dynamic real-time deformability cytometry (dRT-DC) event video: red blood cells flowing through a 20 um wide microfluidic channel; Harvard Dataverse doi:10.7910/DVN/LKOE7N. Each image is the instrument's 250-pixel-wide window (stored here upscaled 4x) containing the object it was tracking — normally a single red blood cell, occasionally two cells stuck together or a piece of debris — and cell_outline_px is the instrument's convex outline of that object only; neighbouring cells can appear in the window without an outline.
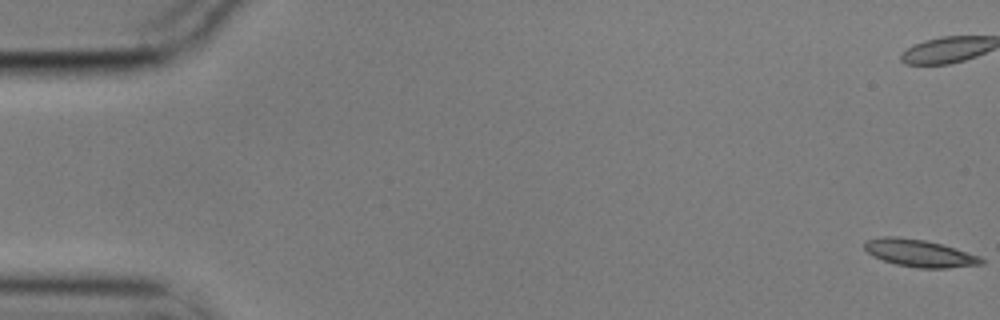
{"species": "common noctule bat (a hibernating species)", "species_latin": "Nyctalus noctula", "temperature_condition": "cold", "stored_images_in_passage": 15, "camera_frame_rate_fps": 3000, "um_per_image_px": 0.085, "animal": {"sex": "male", "body_mass_g": 17.9}, "frame": {"image": 1, "passage_image": 1, "time_ms": 0.0, "image_size_px": [1000, 320], "cell_outline_px": [[984, 264], [948, 268], [920, 268], [896, 264], [872, 256], [864, 248], [864, 244], [868, 240], [880, 236], [900, 236], [924, 240], [956, 248], [980, 256], [984, 260]], "centroid_in_image_um": [78.17, 21.51], "position_along_channel_um": 6.8, "area_um2": 18.61}}
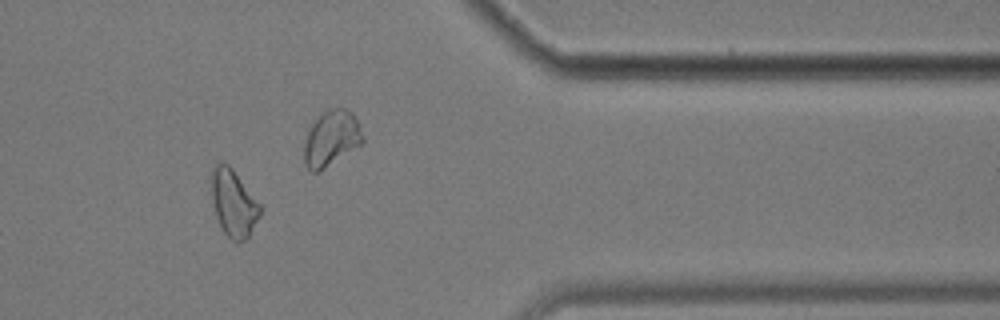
{"frame": {"image": 2, "passage_image": 13, "time_ms": 4.0, "image_size_px": [1000, 320], "cell_outline_px": [[260, 216], [248, 236], [244, 240], [236, 244], [224, 232], [216, 216], [212, 204], [208, 180], [212, 168], [216, 160], [228, 164], [232, 168], [260, 204]], "centroid_in_image_um": [19.78, 17.21], "position_along_channel_um": 391.6, "area_um2": 19.42}}